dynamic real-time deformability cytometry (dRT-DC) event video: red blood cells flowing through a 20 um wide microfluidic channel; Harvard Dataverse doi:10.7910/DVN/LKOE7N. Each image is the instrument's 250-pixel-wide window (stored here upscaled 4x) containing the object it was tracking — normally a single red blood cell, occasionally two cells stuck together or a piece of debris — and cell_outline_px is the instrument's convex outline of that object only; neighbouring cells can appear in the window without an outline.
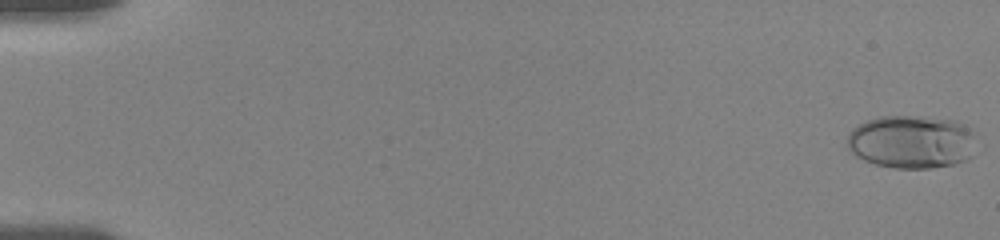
{"species": "human", "species_latin": "Homo sapiens", "temperature_condition": "room temperature", "stored_images_in_passage": 57, "camera_frame_rate_fps": 3000, "um_per_image_px": 0.085, "donor": {"sex": "female"}, "frame": {"image": 1, "passage_image": 1, "time_ms": 0.0, "image_size_px": [1000, 240], "cell_outline_px": [[984, 148], [972, 156], [964, 160], [952, 164], [928, 168], [896, 168], [876, 164], [864, 160], [856, 156], [848, 148], [848, 136], [852, 128], [868, 120], [880, 116], [920, 116], [956, 120], [968, 128]], "centroid_in_image_um": [77.58, 12.05], "position_along_channel_um": 7.4, "area_um2": 40.63}}
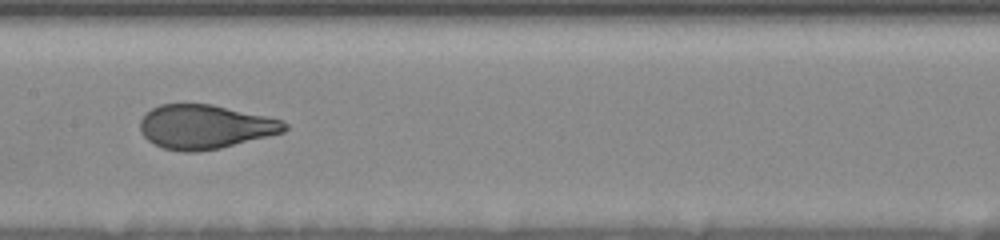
{"frame": {"image": 2, "passage_image": 30, "time_ms": 9.667, "image_size_px": [1000, 240], "cell_outline_px": [[288, 128], [284, 132], [220, 148], [196, 152], [184, 152], [164, 148], [152, 144], [140, 132], [140, 120], [152, 108], [160, 104], [212, 104], [284, 120], [288, 124]], "centroid_in_image_um": [17.43, 10.78], "position_along_channel_um": 190.0, "area_um2": 37.11}}
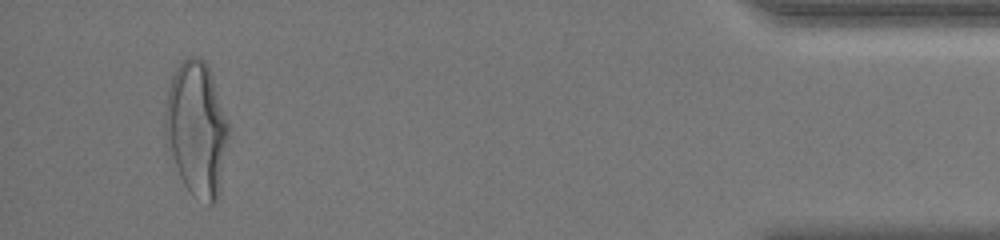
{"frame": {"image": 3, "passage_image": 54, "time_ms": 17.667, "image_size_px": [1000, 240], "cell_outline_px": [[228, 136], [220, 192], [216, 204], [208, 204], [192, 196], [184, 184], [176, 168], [168, 148], [164, 136], [164, 112], [168, 88], [172, 76], [176, 68], [188, 56], [200, 56], [208, 64], [228, 124]], "centroid_in_image_um": [16.69, 10.97], "position_along_channel_um": 418.5, "area_um2": 49.88}, "authors_computed_cell_mechanics": {"area_um2": 37.9746, "velocity_mm_per_s": 3.6132, "shape_relaxation_time_tau1_ms": 4.6271, "shape_relaxation_time_tau2_ms": null, "deformation_change_tau1": 0.1912, "deformation_change_tau2": null}}